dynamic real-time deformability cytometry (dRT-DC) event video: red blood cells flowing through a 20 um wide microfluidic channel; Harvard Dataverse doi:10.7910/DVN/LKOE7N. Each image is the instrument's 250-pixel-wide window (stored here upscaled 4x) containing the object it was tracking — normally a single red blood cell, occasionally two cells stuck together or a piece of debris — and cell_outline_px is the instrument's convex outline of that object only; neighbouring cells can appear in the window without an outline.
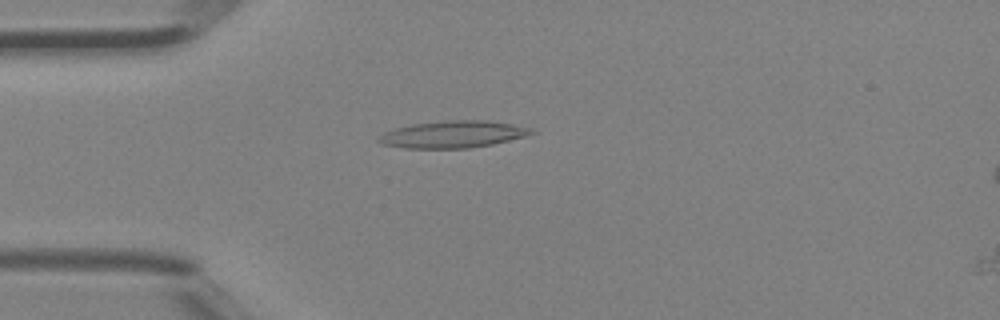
{"species": "Egyptian fruit bat (a non-hibernating species)", "species_latin": "Rousettus aegyptiacus", "temperature_condition": "room temperature", "stored_images_in_passage": 37, "camera_frame_rate_fps": 3000, "um_per_image_px": 0.085, "animal": {"sex": "female"}, "frame": {"image": 1, "passage_image": 4, "time_ms": 1.0, "image_size_px": [1000, 320], "cell_outline_px": [[536, 132], [524, 136], [492, 144], [468, 148], [404, 148], [384, 144], [376, 140], [376, 136], [384, 132], [396, 128], [412, 124], [448, 120], [488, 120], [512, 124], [532, 128]], "centroid_in_image_um": [38.47, 11.41], "position_along_channel_um": 46.5, "area_um2": 23.93}}
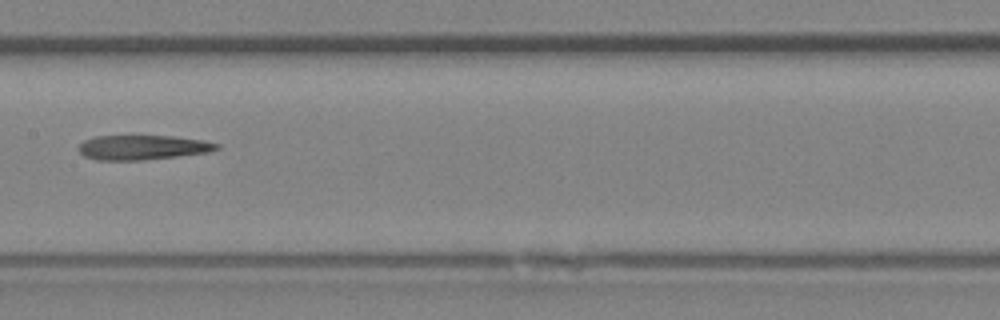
{"frame": {"image": 2, "passage_image": 15, "time_ms": 4.667, "image_size_px": [1000, 320], "cell_outline_px": [[220, 148], [208, 152], [144, 160], [96, 160], [84, 156], [80, 152], [80, 144], [84, 140], [96, 136], [172, 136], [204, 140], [220, 144]], "centroid_in_image_um": [12.14, 12.53], "position_along_channel_um": 195.3, "area_um2": 19.71}}
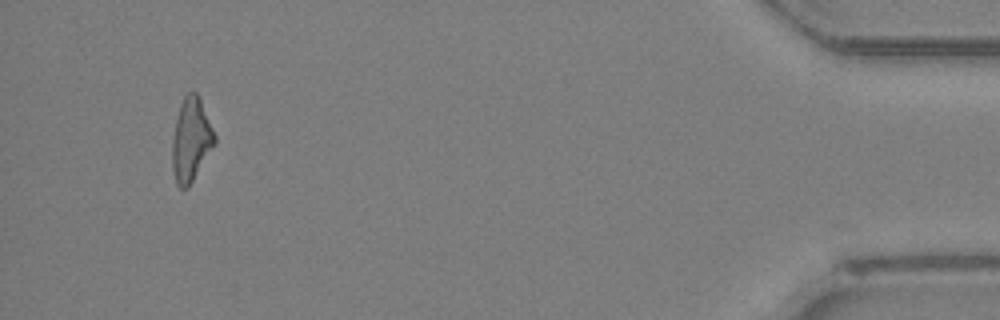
{"frame": {"image": 3, "passage_image": 35, "time_ms": 11.333, "image_size_px": [1000, 320], "cell_outline_px": [[216, 140], [188, 188], [180, 188], [176, 184], [172, 168], [172, 140], [176, 120], [180, 104], [184, 96], [188, 92], [196, 92], [200, 100], [216, 136]], "centroid_in_image_um": [16.21, 11.89], "position_along_channel_um": 419.0, "area_um2": 20.17}}